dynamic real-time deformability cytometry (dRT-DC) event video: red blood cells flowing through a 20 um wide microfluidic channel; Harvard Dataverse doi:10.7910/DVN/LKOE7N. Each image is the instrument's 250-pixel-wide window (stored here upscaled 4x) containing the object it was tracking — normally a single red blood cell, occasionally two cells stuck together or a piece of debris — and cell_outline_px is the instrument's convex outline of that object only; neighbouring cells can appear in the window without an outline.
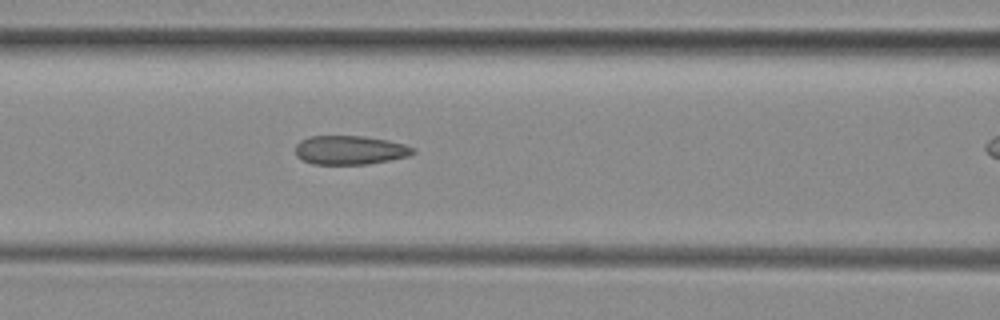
{"species": "common noctule bat (a hibernating species)", "species_latin": "Nyctalus noctula", "temperature_condition": "room temperature", "stored_images_in_passage": 13, "camera_frame_rate_fps": 3000, "um_per_image_px": 0.085, "animal": {"sex": "female", "body_mass_g": 29.2, "forearm_length_mm": 56.3}, "frame": {"image": 1, "passage_image": 6, "time_ms": 1.667, "image_size_px": [1000, 320], "cell_outline_px": [[416, 152], [408, 156], [368, 164], [312, 164], [296, 156], [296, 144], [300, 140], [308, 136], [364, 136], [388, 140], [404, 144], [416, 148]], "centroid_in_image_um": [29.75, 12.75], "position_along_channel_um": 136.9, "area_um2": 19.88}}
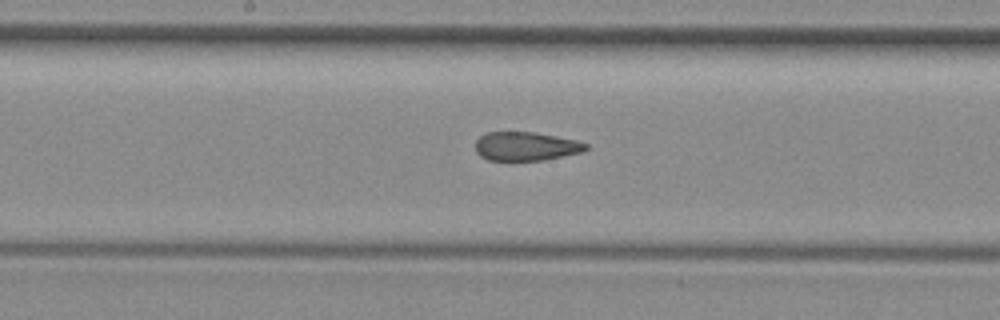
{"frame": {"image": 2, "passage_image": 11, "time_ms": 3.333, "image_size_px": [1000, 320], "cell_outline_px": [[588, 148], [580, 152], [544, 160], [512, 164], [488, 160], [480, 156], [476, 152], [476, 140], [480, 136], [488, 132], [536, 132], [576, 140], [588, 144]], "centroid_in_image_um": [44.64, 12.48], "position_along_channel_um": 203.6, "area_um2": 19.25}}